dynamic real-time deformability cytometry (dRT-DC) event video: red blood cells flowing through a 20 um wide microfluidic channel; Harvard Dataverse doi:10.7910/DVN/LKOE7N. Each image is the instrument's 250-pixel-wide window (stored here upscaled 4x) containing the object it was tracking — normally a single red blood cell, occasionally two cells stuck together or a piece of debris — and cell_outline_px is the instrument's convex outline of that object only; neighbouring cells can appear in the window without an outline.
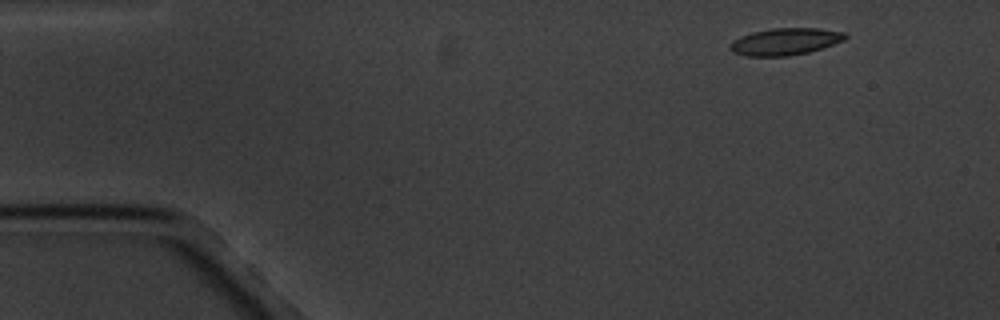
{"species": "common noctule bat (a hibernating species)", "species_latin": "Nyctalus noctula", "temperature_condition": "cold", "stored_images_in_passage": 3, "camera_frame_rate_fps": 3000, "um_per_image_px": 0.085, "animal": {"sex": "male", "body_mass_g": 20.1, "forearm_length_mm": 53.5}, "frame": {"image": 1, "passage_image": 1, "time_ms": 0.0, "image_size_px": [1000, 320], "cell_outline_px": [[848, 36], [844, 40], [808, 52], [788, 56], [748, 56], [732, 52], [728, 48], [740, 36], [752, 32], [772, 28], [816, 28], [844, 32]], "centroid_in_image_um": [66.73, 3.53], "position_along_channel_um": 18.3, "area_um2": 17.86}}